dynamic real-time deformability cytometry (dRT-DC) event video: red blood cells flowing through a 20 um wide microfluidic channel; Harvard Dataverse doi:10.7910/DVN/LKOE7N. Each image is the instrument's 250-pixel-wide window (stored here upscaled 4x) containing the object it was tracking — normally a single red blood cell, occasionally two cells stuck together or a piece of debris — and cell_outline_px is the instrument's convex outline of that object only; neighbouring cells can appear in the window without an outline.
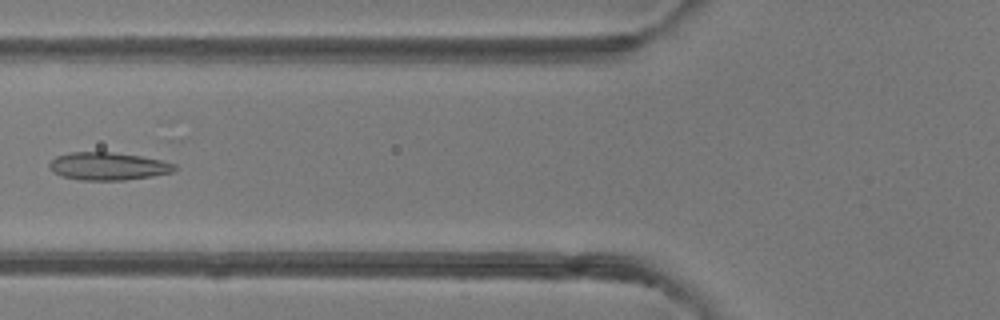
{"species": "common noctule bat (a hibernating species)", "species_latin": "Nyctalus noctula", "temperature_condition": "room temperature", "stored_images_in_passage": 6, "camera_frame_rate_fps": 3000, "um_per_image_px": 0.085, "animal": {"sex": "female"}, "frame": {"image": 1, "passage_image": 5, "time_ms": 4.667, "image_size_px": [1000, 320], "cell_outline_px": [[180, 168], [172, 172], [152, 176], [124, 180], [80, 180], [64, 176], [52, 172], [48, 168], [48, 164], [56, 156], [72, 152], [112, 152], [140, 156], [160, 160], [176, 164]], "centroid_in_image_um": [9.19, 14.13], "position_along_channel_um": 116.6, "area_um2": 20.29}}
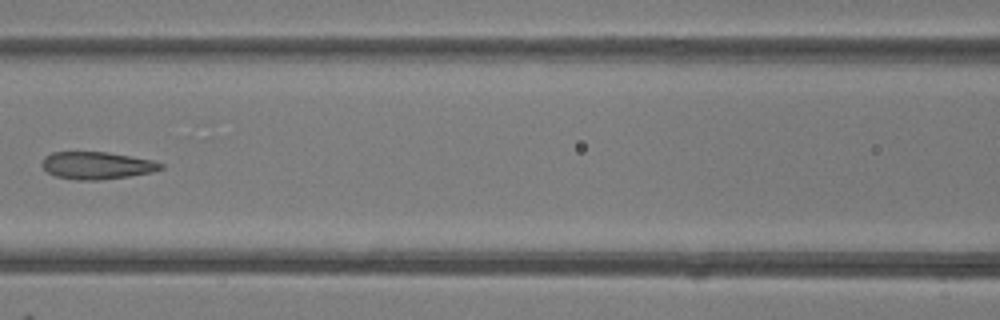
{"frame": {"image": 2, "passage_image": 6, "time_ms": 5.667, "image_size_px": [1000, 320], "cell_outline_px": [[164, 168], [152, 172], [128, 176], [100, 180], [72, 180], [56, 176], [48, 172], [40, 164], [44, 156], [52, 152], [108, 152], [152, 160], [164, 164]], "centroid_in_image_um": [8.21, 14.06], "position_along_channel_um": 158.4, "area_um2": 19.02}}